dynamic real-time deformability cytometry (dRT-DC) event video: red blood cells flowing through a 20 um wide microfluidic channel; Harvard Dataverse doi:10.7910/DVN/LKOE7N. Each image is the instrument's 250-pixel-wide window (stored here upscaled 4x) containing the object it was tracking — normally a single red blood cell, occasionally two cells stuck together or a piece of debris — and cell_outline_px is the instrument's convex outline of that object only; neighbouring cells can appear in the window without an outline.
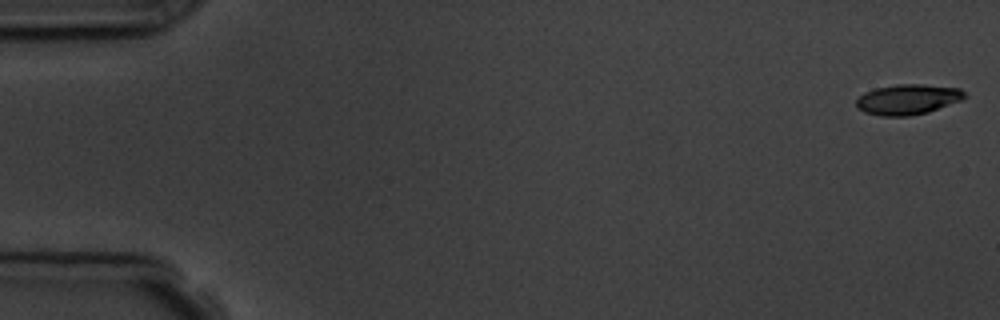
{"species": "common noctule bat (a hibernating species)", "species_latin": "Nyctalus noctula", "temperature_condition": "room temperature", "stored_images_in_passage": 8, "camera_frame_rate_fps": 3000, "um_per_image_px": 0.085, "animal": {"sex": "male", "body_mass_g": 19.5, "forearm_length_mm": 54.6}, "frame": {"image": 1, "passage_image": 1, "time_ms": 0.0, "image_size_px": [1000, 320], "cell_outline_px": [[968, 96], [960, 100], [928, 112], [908, 116], [880, 116], [864, 112], [856, 108], [856, 100], [864, 92], [876, 88], [896, 84], [924, 84], [960, 88]], "centroid_in_image_um": [77.14, 8.44], "position_along_channel_um": 7.9, "area_um2": 19.19}}
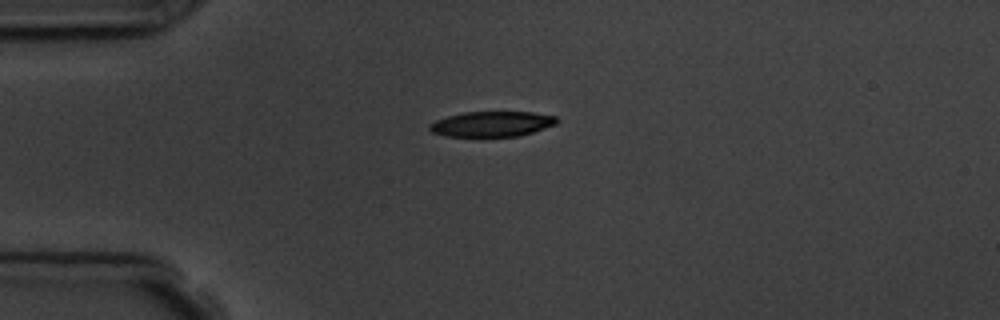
{"frame": {"image": 2, "passage_image": 4, "time_ms": 4.333, "image_size_px": [1000, 320], "cell_outline_px": [[560, 120], [556, 124], [520, 136], [444, 136], [432, 132], [428, 128], [436, 120], [448, 116], [464, 112], [532, 112], [556, 116]], "centroid_in_image_um": [41.84, 10.53], "position_along_channel_um": 43.2, "area_um2": 18.61}}